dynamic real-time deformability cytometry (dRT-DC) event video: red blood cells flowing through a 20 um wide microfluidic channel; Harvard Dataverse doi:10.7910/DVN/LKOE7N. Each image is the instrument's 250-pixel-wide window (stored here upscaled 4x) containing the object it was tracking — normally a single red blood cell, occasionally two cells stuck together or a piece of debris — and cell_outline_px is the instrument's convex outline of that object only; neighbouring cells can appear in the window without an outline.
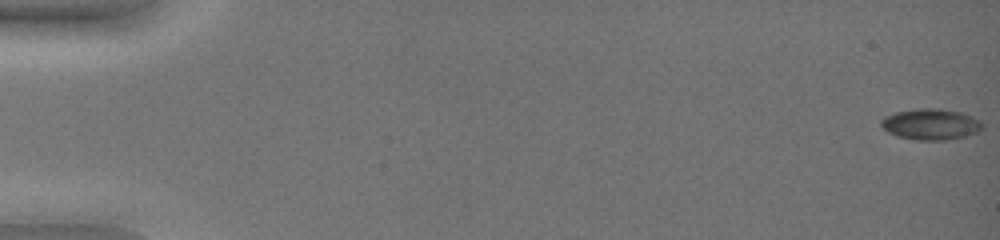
{"species": "common noctule bat (a hibernating species)", "species_latin": "Nyctalus noctula", "temperature_condition": "warm", "stored_images_in_passage": 53, "camera_frame_rate_fps": 3000, "um_per_image_px": 0.085, "animal": {"sex": "female", "body_mass_g": 19.0, "forearm_length_mm": 51.5}, "frame": {"image": 1, "passage_image": 1, "time_ms": 0.0, "image_size_px": [1000, 240], "cell_outline_px": [[984, 124], [976, 132], [964, 136], [944, 140], [916, 140], [896, 136], [888, 132], [880, 124], [880, 120], [884, 116], [896, 112], [916, 108], [940, 108], [960, 112], [972, 116], [980, 120]], "centroid_in_image_um": [79.08, 10.55], "position_along_channel_um": 5.9, "area_um2": 18.32}}
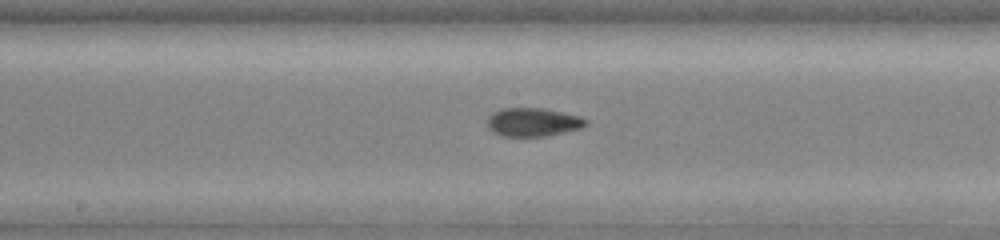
{"frame": {"image": 2, "passage_image": 31, "time_ms": 10.0, "image_size_px": [1000, 240], "cell_outline_px": [[588, 124], [584, 128], [548, 136], [500, 136], [492, 132], [488, 128], [488, 116], [492, 112], [500, 108], [544, 108], [580, 116], [588, 120]], "centroid_in_image_um": [45.32, 10.38], "position_along_channel_um": 202.9, "area_um2": 16.7}}
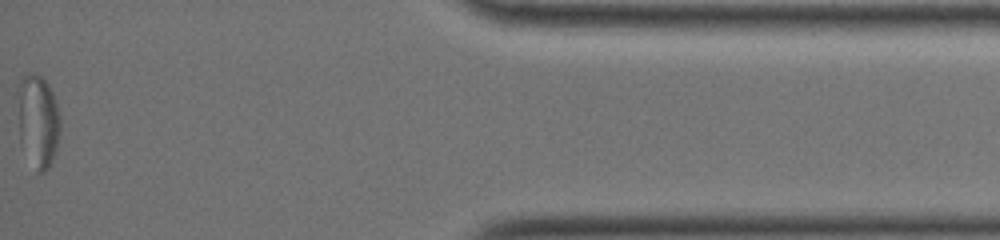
{"frame": {"image": 3, "passage_image": 53, "time_ms": 17.333, "image_size_px": [1000, 240], "cell_outline_px": [[60, 132], [56, 148], [52, 160], [48, 168], [44, 172], [36, 172], [20, 144], [16, 92], [20, 80], [28, 72], [36, 72], [48, 84], [52, 92], [60, 116]], "centroid_in_image_um": [3.2, 10.26], "position_along_channel_um": 432.0, "area_um2": 23.41}, "authors_computed_cell_mechanics": {"area_um2": 16.6464, "velocity_mm_per_s": 3.823, "shape_relaxation_time_tau1_ms": null, "shape_relaxation_time_tau2_ms": 1.9265, "deformation_change_tau1": null, "deformation_change_tau2": 0.0713}}